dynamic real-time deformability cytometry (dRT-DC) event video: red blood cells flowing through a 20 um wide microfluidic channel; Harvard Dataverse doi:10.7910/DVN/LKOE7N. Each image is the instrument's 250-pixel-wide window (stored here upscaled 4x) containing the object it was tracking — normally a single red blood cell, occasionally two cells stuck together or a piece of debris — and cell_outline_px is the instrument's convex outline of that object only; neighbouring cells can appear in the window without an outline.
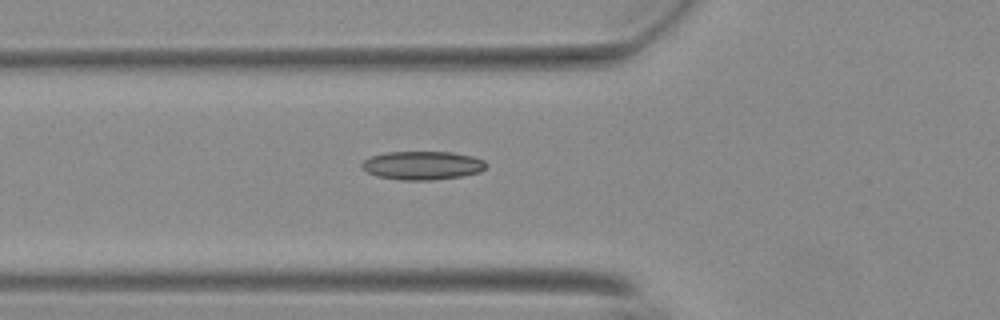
{"species": "Egyptian fruit bat (a non-hibernating species)", "species_latin": "Rousettus aegyptiacus", "temperature_condition": "warm", "stored_images_in_passage": 38, "camera_frame_rate_fps": 3000, "um_per_image_px": 0.085, "animal": {"sex": "female"}, "frame": {"image": 1, "passage_image": 3, "time_ms": 0.667, "image_size_px": [1000, 320], "cell_outline_px": [[488, 164], [480, 172], [460, 176], [432, 180], [404, 180], [376, 176], [368, 172], [360, 164], [364, 160], [372, 156], [388, 152], [452, 152], [472, 156], [484, 160]], "centroid_in_image_um": [35.92, 14.06], "position_along_channel_um": 89.9, "area_um2": 20.52}}
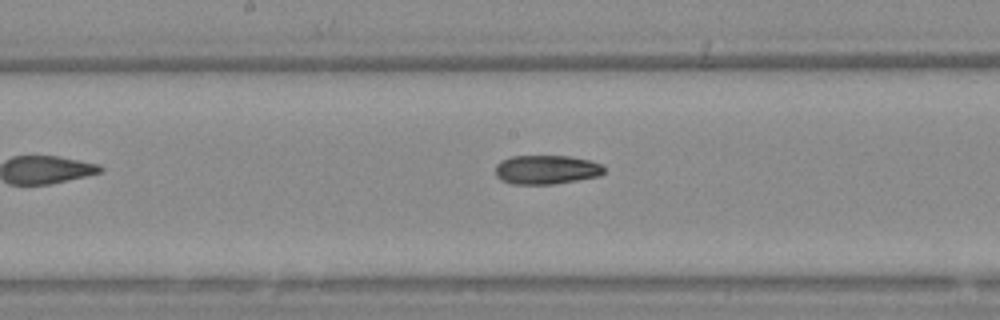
{"frame": {"image": 2, "passage_image": 12, "time_ms": 3.667, "image_size_px": [1000, 320], "cell_outline_px": [[604, 172], [600, 176], [552, 184], [512, 184], [500, 180], [496, 176], [496, 164], [500, 160], [512, 156], [568, 156], [588, 160], [600, 164], [604, 168]], "centroid_in_image_um": [46.4, 14.42], "position_along_channel_um": 201.8, "area_um2": 18.38}}
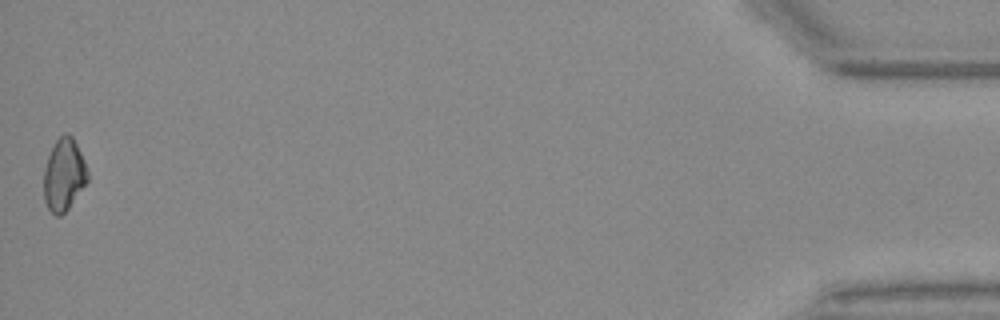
{"frame": {"image": 3, "passage_image": 38, "time_ms": 12.333, "image_size_px": [1000, 320], "cell_outline_px": [[88, 180], [68, 208], [60, 216], [56, 216], [48, 208], [44, 200], [44, 168], [48, 156], [56, 140], [64, 132], [68, 132], [72, 136], [84, 160], [88, 172]], "centroid_in_image_um": [5.42, 14.84], "position_along_channel_um": 429.8, "area_um2": 18.26}, "authors_computed_cell_mechanics": {"area_um2": 18.5827, "velocity_mm_per_s": 3.7205, "shape_relaxation_time_tau1_ms": null, "shape_relaxation_time_tau2_ms": 7.1185, "deformation_change_tau1": null, "deformation_change_tau2": 0.1225}}